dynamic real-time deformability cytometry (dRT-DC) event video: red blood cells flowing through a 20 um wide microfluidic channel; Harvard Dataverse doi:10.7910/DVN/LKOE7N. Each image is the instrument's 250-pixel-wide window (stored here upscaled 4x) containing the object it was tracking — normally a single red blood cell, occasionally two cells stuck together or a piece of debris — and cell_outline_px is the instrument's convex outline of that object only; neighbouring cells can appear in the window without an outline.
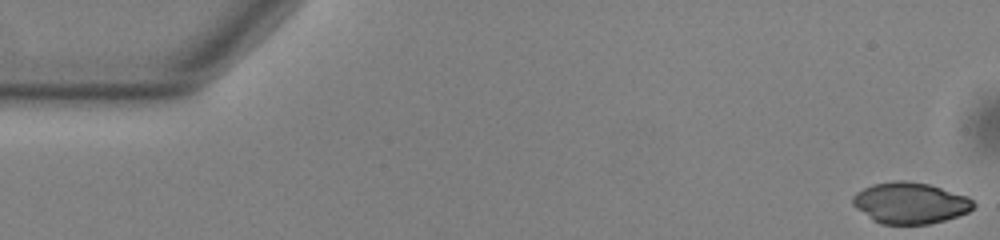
{"species": "common noctule bat (a hibernating species)", "species_latin": "Nyctalus noctula", "temperature_condition": "warm", "stored_images_in_passage": 53, "camera_frame_rate_fps": 3000, "um_per_image_px": 0.085, "animal": {"sex": "male", "body_mass_g": 13.0, "forearm_length_mm": 53.1}, "frame": {"image": 1, "passage_image": 1, "time_ms": 0.0, "image_size_px": [1000, 240], "cell_outline_px": [[976, 204], [968, 212], [944, 220], [928, 224], [880, 224], [872, 220], [856, 208], [852, 204], [852, 196], [856, 192], [872, 184], [896, 180], [904, 180], [928, 184], [968, 196]], "centroid_in_image_um": [77.34, 17.25], "position_along_channel_um": 7.7, "area_um2": 29.02}}
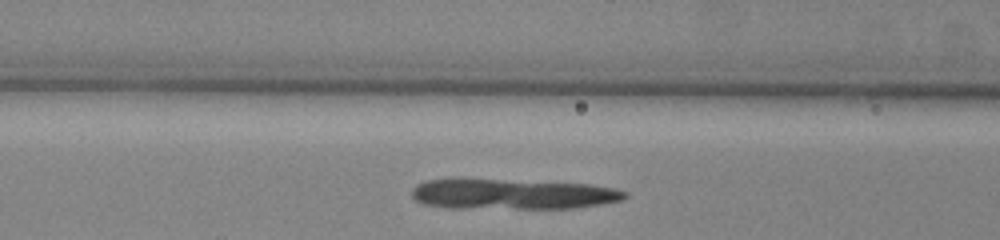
{"frame": {"image": 2, "passage_image": 21, "time_ms": 6.667, "image_size_px": [1000, 240], "cell_outline_px": [[628, 196], [624, 200], [576, 208], [448, 208], [424, 204], [416, 200], [412, 196], [412, 188], [416, 184], [428, 180], [452, 176], [460, 176], [588, 184], [616, 188], [628, 192]], "centroid_in_image_um": [43.48, 16.46], "position_along_channel_um": 123.1, "area_um2": 39.19}}
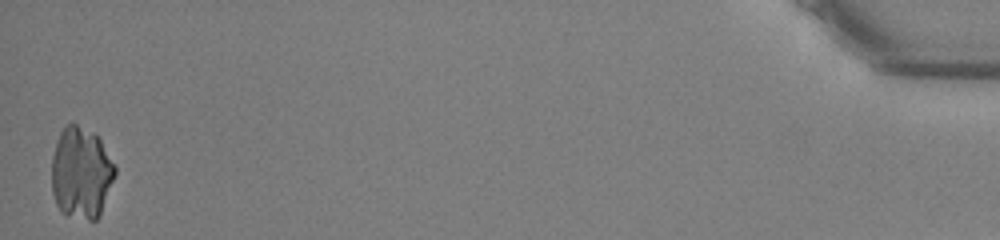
{"frame": {"image": 3, "passage_image": 53, "time_ms": 17.333, "image_size_px": [1000, 240], "cell_outline_px": [[116, 172], [100, 216], [96, 220], [88, 220], [64, 216], [60, 212], [56, 204], [52, 192], [52, 156], [60, 132], [64, 124], [72, 120], [96, 132], [116, 164]], "centroid_in_image_um": [6.9, 14.66], "position_along_channel_um": 428.3, "area_um2": 34.85}}